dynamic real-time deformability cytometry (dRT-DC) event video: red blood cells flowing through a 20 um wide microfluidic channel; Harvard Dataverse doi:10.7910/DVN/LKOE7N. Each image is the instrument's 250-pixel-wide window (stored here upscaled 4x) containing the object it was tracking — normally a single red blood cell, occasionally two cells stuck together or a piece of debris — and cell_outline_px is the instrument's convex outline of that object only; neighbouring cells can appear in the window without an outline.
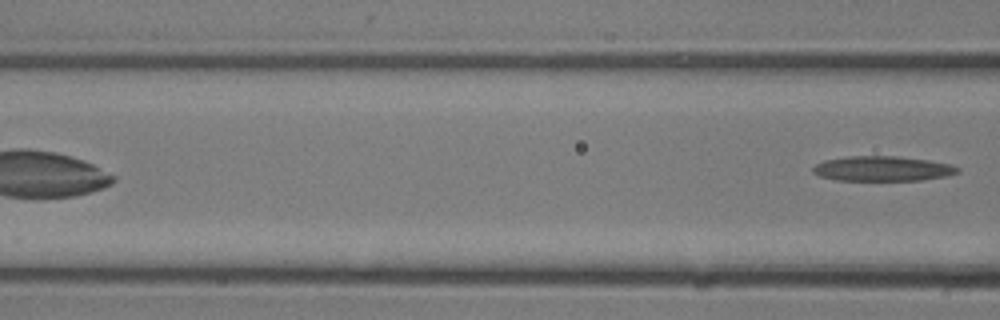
{"species": "common noctule bat (a hibernating species)", "species_latin": "Nyctalus noctula", "temperature_condition": "room temperature", "stored_images_in_passage": 11, "camera_frame_rate_fps": 3000, "um_per_image_px": 0.085, "animal": {"sex": "male", "body_mass_g": 13.3}, "frame": {"image": 1, "passage_image": 11, "time_ms": 3.333, "image_size_px": [1000, 320], "cell_outline_px": [[960, 172], [944, 176], [920, 180], [836, 180], [820, 176], [812, 172], [812, 168], [816, 164], [824, 160], [848, 156], [896, 156], [928, 160], [952, 164], [960, 168]], "centroid_in_image_um": [75.0, 14.33], "position_along_channel_um": 91.6, "area_um2": 20.98}}